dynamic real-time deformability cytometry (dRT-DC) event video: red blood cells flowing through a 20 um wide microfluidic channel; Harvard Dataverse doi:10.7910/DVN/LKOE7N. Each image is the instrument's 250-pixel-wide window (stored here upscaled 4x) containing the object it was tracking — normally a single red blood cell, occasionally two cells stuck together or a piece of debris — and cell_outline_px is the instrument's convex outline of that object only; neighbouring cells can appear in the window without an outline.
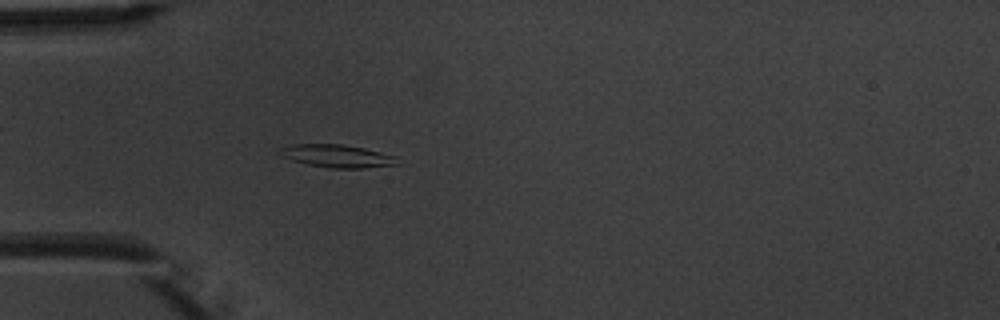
{"species": "common noctule bat (a hibernating species)", "species_latin": "Nyctalus noctula", "temperature_condition": "warm", "stored_images_in_passage": 6, "camera_frame_rate_fps": 3000, "um_per_image_px": 0.085, "animal": {"sex": "male", "body_mass_g": 20.1, "forearm_length_mm": 53.5}, "frame": {"image": 1, "passage_image": 6, "time_ms": 6.0, "image_size_px": [1000, 320], "cell_outline_px": [[400, 164], [364, 168], [328, 168], [304, 164], [280, 156], [276, 152], [280, 148], [288, 144], [344, 144], [364, 148], [396, 156]], "centroid_in_image_um": [28.6, 13.26], "position_along_channel_um": 56.4, "area_um2": 15.95}}